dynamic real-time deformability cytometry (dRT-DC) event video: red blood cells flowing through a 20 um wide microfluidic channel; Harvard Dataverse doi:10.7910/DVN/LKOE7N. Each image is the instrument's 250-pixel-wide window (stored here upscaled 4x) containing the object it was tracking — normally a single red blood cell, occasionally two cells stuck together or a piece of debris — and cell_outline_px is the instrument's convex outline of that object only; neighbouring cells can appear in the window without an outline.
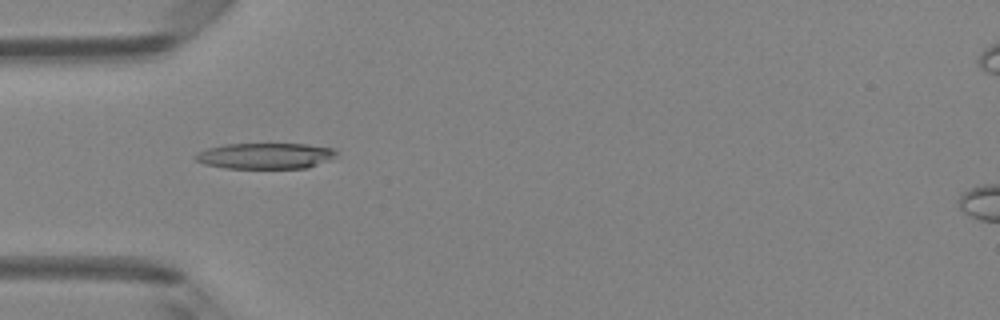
{"species": "Egyptian fruit bat (a non-hibernating species)", "species_latin": "Rousettus aegyptiacus", "temperature_condition": "room temperature", "stored_images_in_passage": 48, "camera_frame_rate_fps": 3000, "um_per_image_px": 0.085, "animal": {"sex": "female"}, "frame": {"image": 1, "passage_image": 15, "time_ms": 4.667, "image_size_px": [1000, 320], "cell_outline_px": [[336, 152], [328, 160], [308, 168], [224, 168], [204, 164], [196, 160], [192, 156], [196, 152], [208, 148], [224, 144], [308, 144], [332, 148]], "centroid_in_image_um": [22.48, 13.25], "position_along_channel_um": 62.5, "area_um2": 21.21}}
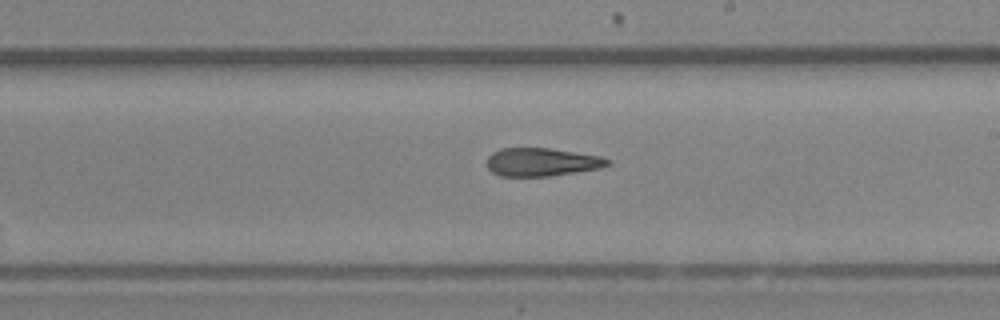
{"frame": {"image": 2, "passage_image": 28, "time_ms": 9.0, "image_size_px": [1000, 320], "cell_outline_px": [[612, 164], [600, 168], [576, 172], [548, 176], [500, 176], [492, 172], [488, 168], [488, 156], [492, 152], [500, 148], [548, 148], [604, 156], [612, 160]], "centroid_in_image_um": [46.1, 13.77], "position_along_channel_um": 242.9, "area_um2": 20.0}}
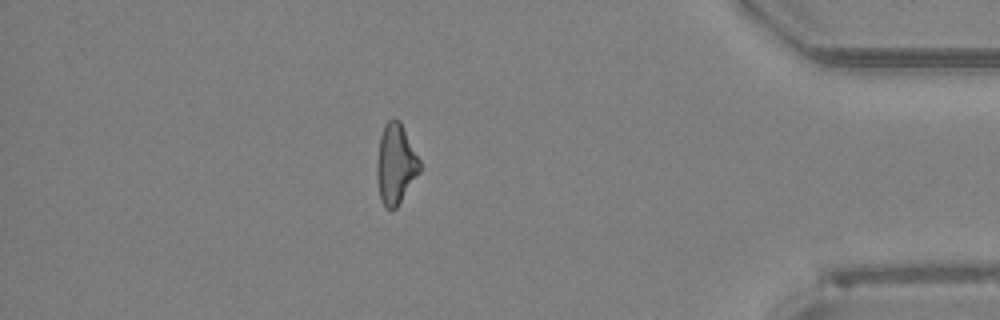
{"frame": {"image": 3, "passage_image": 42, "time_ms": 13.667, "image_size_px": [1000, 320], "cell_outline_px": [[420, 172], [396, 208], [384, 208], [380, 196], [376, 176], [376, 164], [380, 136], [384, 124], [392, 116], [400, 120], [420, 160]], "centroid_in_image_um": [33.62, 13.9], "position_along_channel_um": 401.6, "area_um2": 20.11}, "authors_computed_cell_mechanics": {"area_um2": 20.8369, "velocity_mm_per_s": 4.2195, "shape_relaxation_time_tau1_ms": null, "shape_relaxation_time_tau2_ms": 5.5022, "deformation_change_tau1": null, "deformation_change_tau2": 0.1862}}